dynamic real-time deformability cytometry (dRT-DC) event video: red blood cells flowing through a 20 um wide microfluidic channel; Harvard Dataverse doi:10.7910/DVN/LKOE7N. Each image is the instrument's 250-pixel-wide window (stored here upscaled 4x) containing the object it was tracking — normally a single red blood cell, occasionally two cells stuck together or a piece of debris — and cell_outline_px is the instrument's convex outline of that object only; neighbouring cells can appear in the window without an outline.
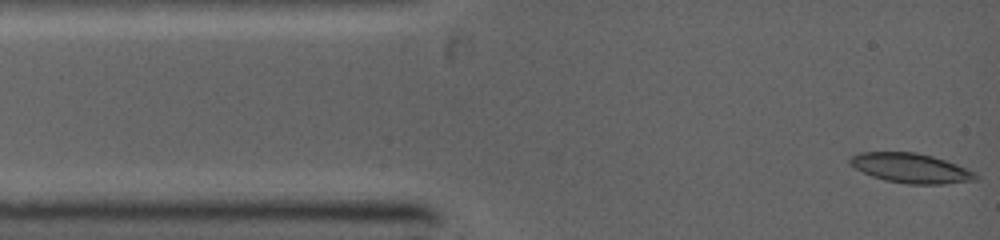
{"species": "common noctule bat (a hibernating species)", "species_latin": "Nyctalus noctula", "temperature_condition": "warm", "stored_images_in_passage": 49, "camera_frame_rate_fps": 5000, "um_per_image_px": 0.085, "animal": {"sex": "female", "body_mass_g": 19.0, "forearm_length_mm": 53.3}, "frame": {"image": 1, "passage_image": 1, "time_ms": 0.0, "image_size_px": [1000, 240], "cell_outline_px": [[980, 176], [976, 180], [944, 184], [908, 184], [884, 180], [872, 176], [848, 164], [848, 160], [852, 156], [860, 152], [916, 152], [932, 156], [956, 164], [976, 172]], "centroid_in_image_um": [77.44, 14.29], "position_along_channel_um": 7.6, "area_um2": 21.73}}
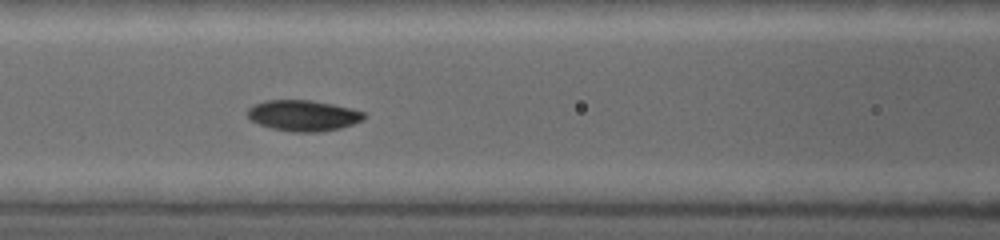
{"frame": {"image": 2, "passage_image": 17, "time_ms": 4.2, "image_size_px": [1000, 240], "cell_outline_px": [[368, 116], [364, 120], [340, 128], [320, 132], [292, 132], [272, 128], [260, 124], [252, 120], [248, 116], [248, 108], [252, 104], [264, 100], [308, 100], [332, 104], [352, 108], [364, 112]], "centroid_in_image_um": [25.8, 9.82], "position_along_channel_um": 140.8, "area_um2": 21.04}}
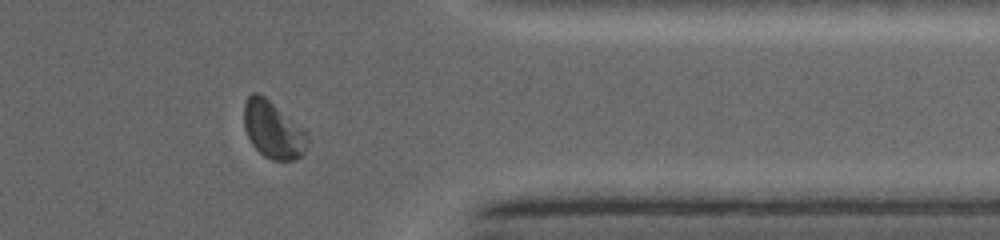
{"frame": {"image": 3, "passage_image": 38, "time_ms": 9.8, "image_size_px": [1000, 240], "cell_outline_px": [[308, 144], [304, 152], [296, 160], [272, 160], [264, 156], [252, 144], [244, 128], [244, 104], [248, 96], [252, 92], [260, 92], [304, 128], [308, 132]], "centroid_in_image_um": [23.22, 11.01], "position_along_channel_um": 388.2, "area_um2": 21.39}}